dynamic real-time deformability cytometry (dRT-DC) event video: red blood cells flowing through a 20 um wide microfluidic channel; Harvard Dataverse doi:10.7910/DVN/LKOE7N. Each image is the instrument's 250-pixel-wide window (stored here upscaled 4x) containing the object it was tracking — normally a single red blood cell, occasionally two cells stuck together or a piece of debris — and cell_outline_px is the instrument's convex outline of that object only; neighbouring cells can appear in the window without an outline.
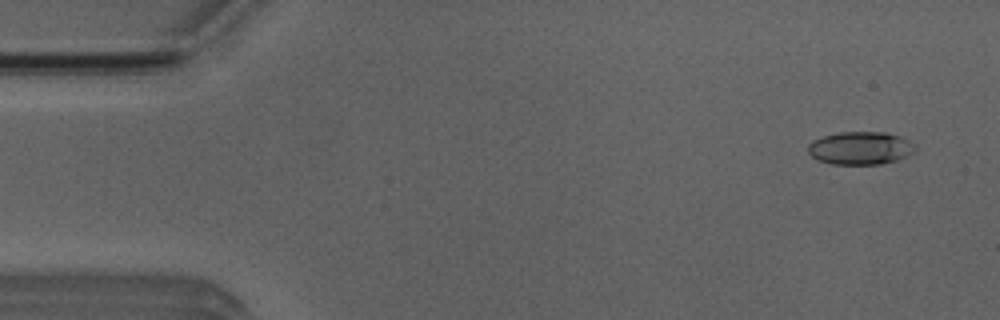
{"species": "Egyptian fruit bat (a non-hibernating species)", "species_latin": "Rousettus aegyptiacus", "temperature_condition": "room temperature", "stored_images_in_passage": 52, "camera_frame_rate_fps": 3000, "um_per_image_px": 0.085, "animal": {"sex": "male"}, "frame": {"image": 1, "passage_image": 3, "time_ms": 0.667, "image_size_px": [1000, 320], "cell_outline_px": [[916, 148], [908, 156], [896, 160], [880, 164], [832, 164], [816, 160], [808, 152], [808, 144], [812, 140], [824, 136], [840, 132], [884, 132], [900, 136], [916, 144]], "centroid_in_image_um": [73.12, 12.59], "position_along_channel_um": 11.9, "area_um2": 20.63}}
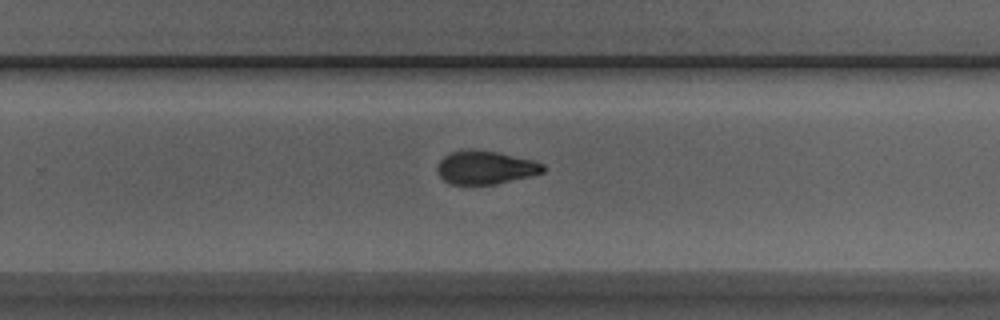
{"frame": {"image": 2, "passage_image": 33, "time_ms": 10.667, "image_size_px": [1000, 320], "cell_outline_px": [[548, 168], [544, 172], [532, 176], [492, 184], [452, 184], [444, 180], [440, 176], [436, 168], [440, 160], [448, 152], [464, 148], [472, 148], [500, 152], [532, 160], [544, 164]], "centroid_in_image_um": [41.26, 14.2], "position_along_channel_um": 288.5, "area_um2": 20.92}}
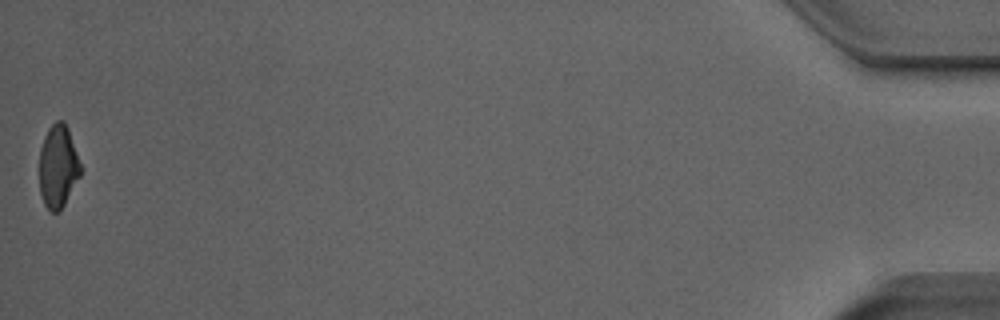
{"frame": {"image": 3, "passage_image": 52, "time_ms": 17.0, "image_size_px": [1000, 320], "cell_outline_px": [[80, 176], [60, 212], [52, 212], [44, 204], [40, 192], [40, 148], [44, 136], [48, 128], [56, 120], [64, 120], [68, 128], [80, 164]], "centroid_in_image_um": [4.92, 14.14], "position_along_channel_um": 430.3, "area_um2": 19.77}, "authors_computed_cell_mechanics": {"area_um2": 20.7213, "velocity_mm_per_s": 3.8923, "shape_relaxation_time_tau1_ms": 6.4669, "shape_relaxation_time_tau2_ms": 2.4014, "deformation_change_tau1": 0.1681, "deformation_change_tau2": 0.0816}}